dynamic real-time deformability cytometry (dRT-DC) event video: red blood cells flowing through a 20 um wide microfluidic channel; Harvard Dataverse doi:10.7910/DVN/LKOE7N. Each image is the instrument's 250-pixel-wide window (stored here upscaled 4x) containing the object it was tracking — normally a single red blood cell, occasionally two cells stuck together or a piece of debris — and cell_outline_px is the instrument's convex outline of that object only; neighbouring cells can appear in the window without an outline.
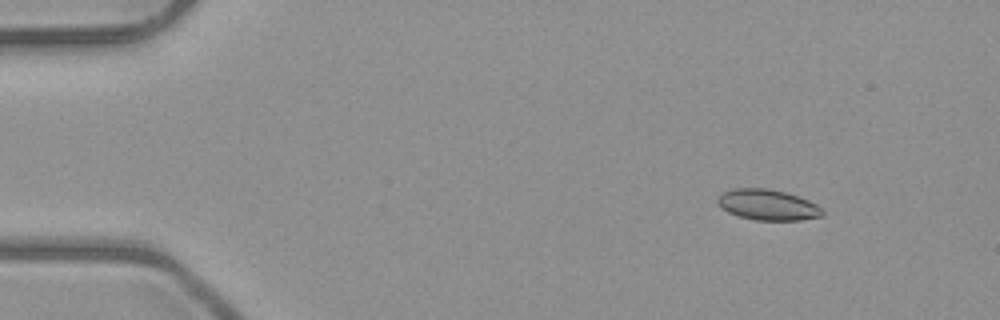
{"species": "common noctule bat (a hibernating species)", "species_latin": "Nyctalus noctula", "temperature_condition": "room temperature", "stored_images_in_passage": 4, "camera_frame_rate_fps": 3000, "um_per_image_px": 0.085, "animal": {"sex": "male", "body_mass_g": 23.1, "forearm_length_mm": 52.7}, "frame": {"image": 1, "passage_image": 1, "time_ms": 0.0, "image_size_px": [1000, 320], "cell_outline_px": [[824, 212], [820, 216], [800, 220], [756, 220], [740, 216], [728, 212], [716, 200], [720, 192], [732, 188], [768, 188], [784, 192], [808, 200], [816, 204]], "centroid_in_image_um": [65.22, 17.39], "position_along_channel_um": 19.8, "area_um2": 18.55}}
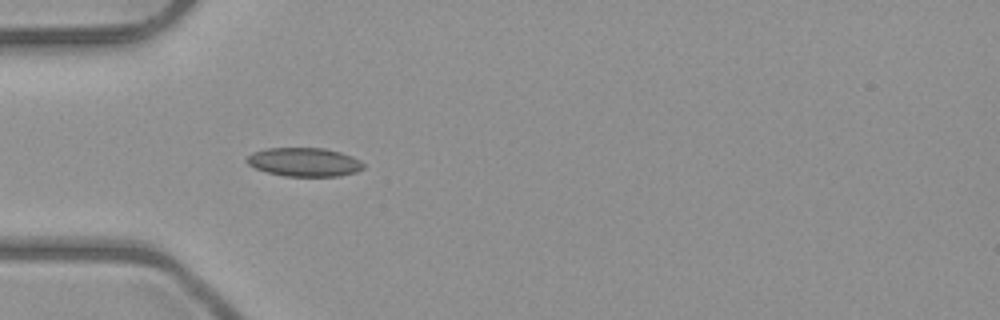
{"frame": {"image": 2, "passage_image": 4, "time_ms": 3.333, "image_size_px": [1000, 320], "cell_outline_px": [[364, 168], [356, 172], [340, 176], [284, 176], [268, 172], [256, 168], [248, 164], [244, 160], [252, 152], [268, 148], [324, 148], [340, 152], [352, 156], [360, 160], [364, 164]], "centroid_in_image_um": [25.87, 13.77], "position_along_channel_um": 59.1, "area_um2": 19.54}}